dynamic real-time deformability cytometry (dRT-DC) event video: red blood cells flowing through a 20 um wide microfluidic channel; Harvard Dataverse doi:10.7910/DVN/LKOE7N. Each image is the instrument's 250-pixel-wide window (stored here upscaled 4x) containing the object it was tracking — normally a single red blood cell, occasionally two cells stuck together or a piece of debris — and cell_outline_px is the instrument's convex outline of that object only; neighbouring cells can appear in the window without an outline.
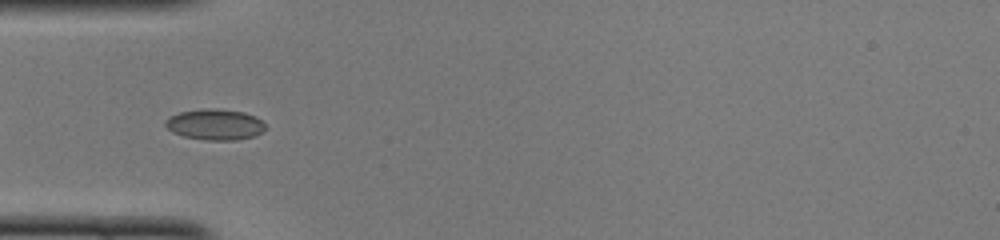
{"species": "common noctule bat (a hibernating species)", "species_latin": "Nyctalus noctula", "temperature_condition": "cold", "stored_images_in_passage": 48, "camera_frame_rate_fps": 3000, "um_per_image_px": 0.085, "animal": {"sex": "female", "body_mass_g": 22.0, "forearm_length_mm": 56.7}, "frame": {"image": 1, "passage_image": 14, "time_ms": 4.333, "image_size_px": [1000, 240], "cell_outline_px": [[264, 132], [256, 136], [236, 140], [204, 140], [184, 136], [172, 132], [164, 124], [164, 120], [168, 116], [180, 112], [204, 108], [216, 108], [244, 112], [256, 116], [264, 124]], "centroid_in_image_um": [18.27, 10.58], "position_along_channel_um": 66.7, "area_um2": 18.21}}
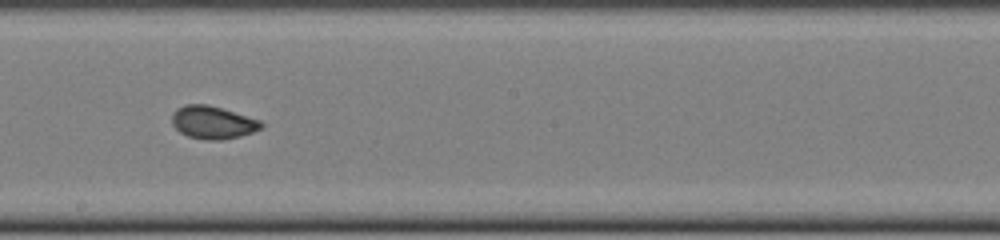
{"frame": {"image": 2, "passage_image": 26, "time_ms": 8.333, "image_size_px": [1000, 240], "cell_outline_px": [[264, 124], [260, 128], [252, 132], [240, 136], [220, 140], [204, 140], [188, 136], [180, 132], [172, 124], [172, 112], [176, 108], [184, 104], [208, 104], [260, 120]], "centroid_in_image_um": [18.05, 10.4], "position_along_channel_um": 230.2, "area_um2": 17.05}}
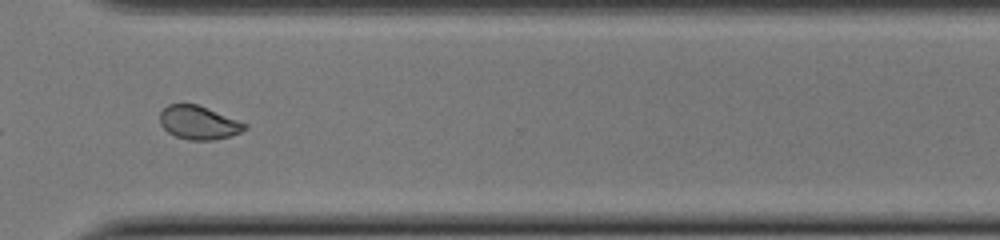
{"frame": {"image": 3, "passage_image": 35, "time_ms": 11.333, "image_size_px": [1000, 240], "cell_outline_px": [[248, 128], [232, 136], [212, 140], [188, 140], [176, 136], [168, 132], [160, 124], [160, 112], [168, 104], [196, 104], [248, 124]], "centroid_in_image_um": [16.89, 10.43], "position_along_channel_um": 353.7, "area_um2": 16.47}, "authors_computed_cell_mechanics": {"area_um2": 17.3689, "velocity_mm_per_s": 4.0896, "shape_relaxation_time_tau1_ms": 3.3832, "shape_relaxation_time_tau2_ms": 1.4386, "deformation_change_tau1": 0.0967, "deformation_change_tau2": 0.0423}}